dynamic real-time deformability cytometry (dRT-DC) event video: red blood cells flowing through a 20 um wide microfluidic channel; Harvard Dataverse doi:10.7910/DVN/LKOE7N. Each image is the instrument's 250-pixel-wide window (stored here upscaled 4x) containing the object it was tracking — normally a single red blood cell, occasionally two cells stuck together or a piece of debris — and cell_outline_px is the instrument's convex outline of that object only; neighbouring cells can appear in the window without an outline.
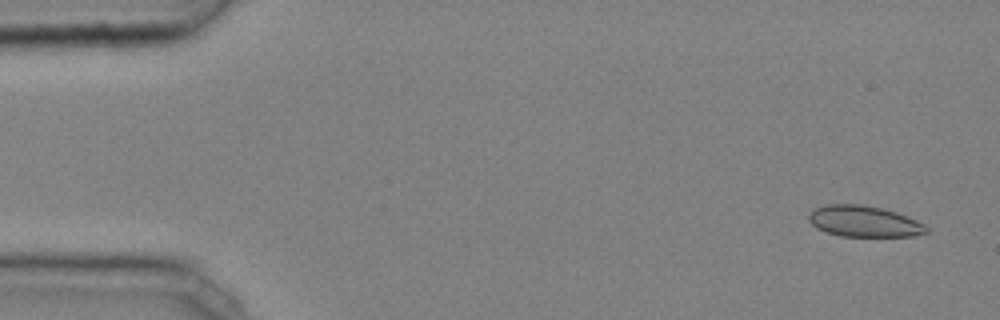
{"species": "common noctule bat (a hibernating species)", "species_latin": "Nyctalus noctula", "temperature_condition": "cold", "stored_images_in_passage": 45, "camera_frame_rate_fps": 3000, "um_per_image_px": 0.085, "animal": {"sex": "male", "body_mass_g": 20.4}, "frame": {"image": 1, "passage_image": 1, "time_ms": 0.0, "image_size_px": [1000, 320], "cell_outline_px": [[928, 232], [912, 236], [840, 236], [816, 228], [808, 220], [808, 216], [816, 208], [828, 204], [860, 204], [880, 208], [896, 212], [916, 220], [924, 224], [928, 228]], "centroid_in_image_um": [73.44, 18.82], "position_along_channel_um": 11.6, "area_um2": 21.1}}
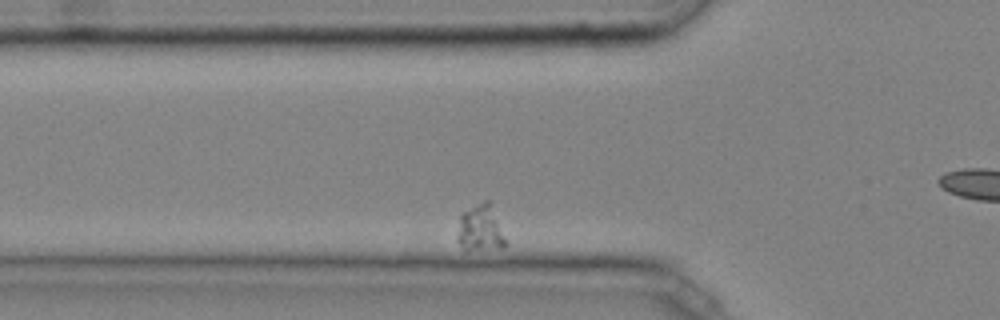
{"frame": {"image": 2, "passage_image": 10, "time_ms": 3.0, "image_size_px": [1000, 320], "cell_outline_px": [[508, 244], [504, 248], [464, 252], [456, 240], [456, 236], [460, 216], [464, 212], [484, 200], [488, 200]], "centroid_in_image_um": [40.8, 19.51], "position_along_channel_um": 85.0, "area_um2": 13.24}}
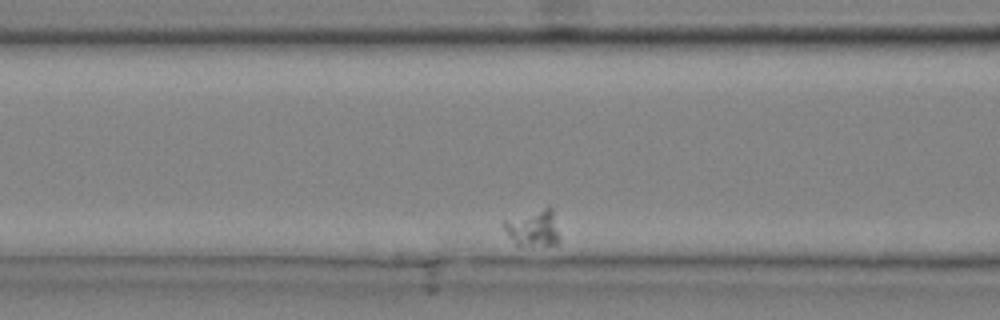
{"frame": {"image": 3, "passage_image": 14, "time_ms": 4.333, "image_size_px": [1000, 320], "cell_outline_px": [[556, 244], [516, 244], [500, 224], [504, 220], [548, 204], [552, 208], [556, 232]], "centroid_in_image_um": [45.25, 19.29], "position_along_channel_um": 121.3, "area_um2": 11.44}}